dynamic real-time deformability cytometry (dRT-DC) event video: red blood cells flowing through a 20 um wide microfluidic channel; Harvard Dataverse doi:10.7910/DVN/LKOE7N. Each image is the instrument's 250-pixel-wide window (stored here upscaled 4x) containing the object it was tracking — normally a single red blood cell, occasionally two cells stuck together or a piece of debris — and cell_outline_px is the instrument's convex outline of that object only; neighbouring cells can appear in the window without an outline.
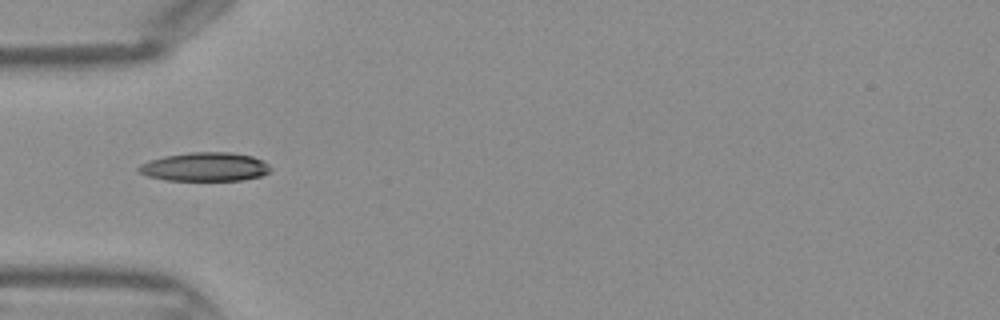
{"species": "Egyptian fruit bat (a non-hibernating species)", "species_latin": "Rousettus aegyptiacus", "temperature_condition": "warm", "stored_images_in_passage": 14, "camera_frame_rate_fps": 3000, "um_per_image_px": 0.085, "frame": {"image": 1, "passage_image": 1, "time_ms": 0.0, "image_size_px": [1000, 320], "cell_outline_px": [[272, 168], [268, 172], [260, 176], [244, 180], [164, 180], [148, 176], [140, 172], [136, 168], [140, 164], [148, 160], [164, 156], [188, 152], [232, 152], [252, 156], [264, 160]], "centroid_in_image_um": [17.42, 14.17], "position_along_channel_um": 67.6, "area_um2": 22.25}}
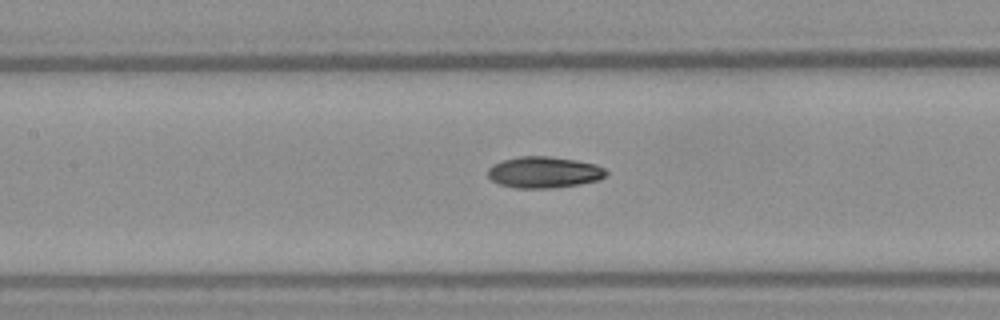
{"frame": {"image": 2, "passage_image": 7, "time_ms": 2.0, "image_size_px": [1000, 320], "cell_outline_px": [[608, 172], [600, 180], [580, 184], [552, 188], [516, 188], [500, 184], [492, 180], [488, 176], [488, 168], [492, 164], [504, 160], [520, 156], [548, 156], [576, 160], [596, 164], [604, 168]], "centroid_in_image_um": [46.25, 14.64], "position_along_channel_um": 161.1, "area_um2": 21.62}}
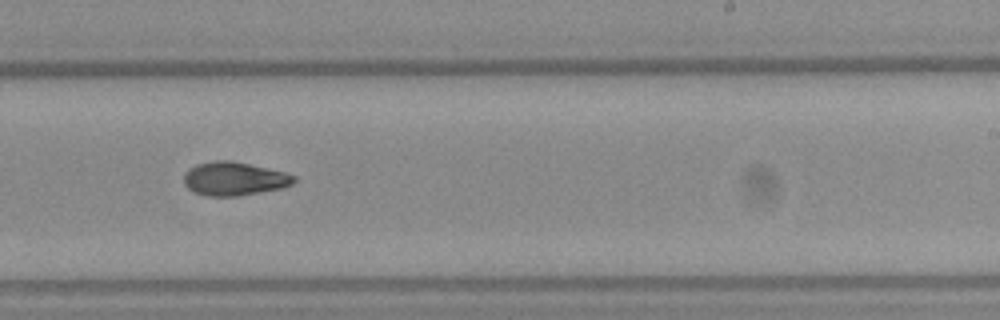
{"frame": {"image": 3, "passage_image": 14, "time_ms": 4.333, "image_size_px": [1000, 320], "cell_outline_px": [[296, 180], [292, 184], [280, 188], [236, 196], [208, 196], [192, 192], [184, 184], [184, 172], [196, 164], [216, 160], [228, 160], [248, 164], [284, 172], [296, 176]], "centroid_in_image_um": [19.86, 15.19], "position_along_channel_um": 269.1, "area_um2": 21.33}}